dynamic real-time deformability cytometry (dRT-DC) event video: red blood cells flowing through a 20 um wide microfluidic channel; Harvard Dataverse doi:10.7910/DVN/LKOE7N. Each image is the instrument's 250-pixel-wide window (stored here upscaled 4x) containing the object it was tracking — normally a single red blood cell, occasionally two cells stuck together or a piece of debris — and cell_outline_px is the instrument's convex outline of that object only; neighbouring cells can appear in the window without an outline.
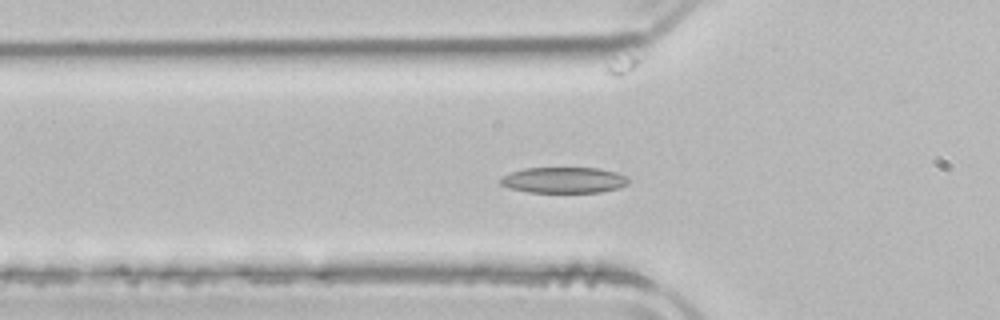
{"species": "common noctule bat (a hibernating species)", "species_latin": "Nyctalus noctula", "temperature_condition": "room temperature", "stored_images_in_passage": 53, "camera_frame_rate_fps": 3000, "um_per_image_px": 0.085, "animal": {"sex": "male", "body_mass_g": 21.5, "forearm_length_mm": 52.0}, "frame": {"image": 1, "passage_image": 17, "time_ms": 5.333, "image_size_px": [1000, 320], "cell_outline_px": [[628, 184], [620, 188], [600, 192], [528, 192], [512, 188], [500, 184], [500, 180], [504, 176], [512, 172], [524, 168], [600, 168], [616, 172], [628, 176]], "centroid_in_image_um": [47.99, 15.3], "position_along_channel_um": 77.8, "area_um2": 19.25}}
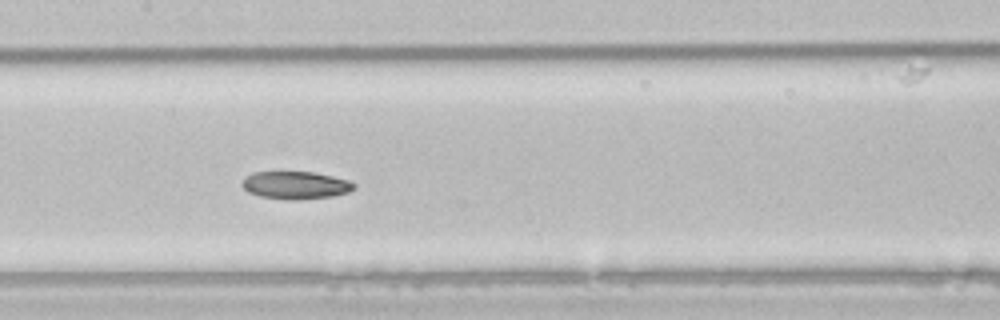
{"frame": {"image": 2, "passage_image": 25, "time_ms": 8.0, "image_size_px": [1000, 320], "cell_outline_px": [[356, 188], [348, 192], [332, 196], [296, 200], [288, 200], [260, 196], [248, 192], [240, 184], [252, 172], [312, 172], [332, 176], [348, 180], [356, 184]], "centroid_in_image_um": [25.14, 15.74], "position_along_channel_um": 182.3, "area_um2": 17.98}}
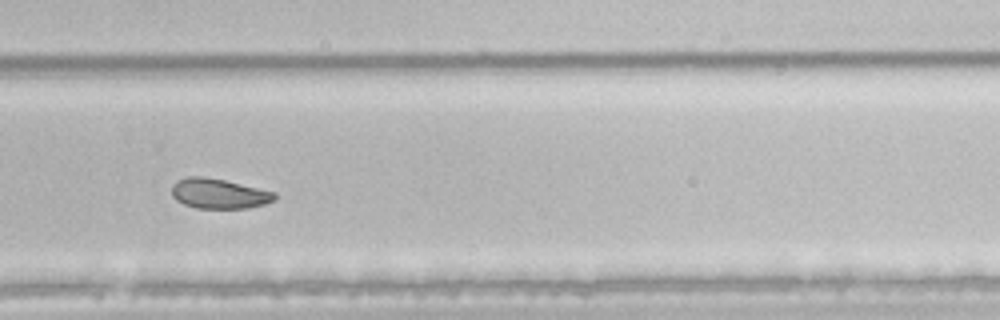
{"frame": {"image": 3, "passage_image": 35, "time_ms": 11.333, "image_size_px": [1000, 320], "cell_outline_px": [[276, 200], [264, 204], [248, 208], [196, 208], [184, 204], [176, 200], [172, 196], [172, 184], [176, 180], [188, 176], [204, 176], [224, 180], [276, 192]], "centroid_in_image_um": [18.59, 16.45], "position_along_channel_um": 311.2, "area_um2": 18.09}, "authors_computed_cell_mechanics": {"area_um2": 20.1722, "velocity_mm_per_s": 3.8814, "shape_relaxation_time_tau1_ms": 3.7553, "shape_relaxation_time_tau2_ms": 10.3401, "deformation_change_tau1": 0.1109, "deformation_change_tau2": 0.1452}}